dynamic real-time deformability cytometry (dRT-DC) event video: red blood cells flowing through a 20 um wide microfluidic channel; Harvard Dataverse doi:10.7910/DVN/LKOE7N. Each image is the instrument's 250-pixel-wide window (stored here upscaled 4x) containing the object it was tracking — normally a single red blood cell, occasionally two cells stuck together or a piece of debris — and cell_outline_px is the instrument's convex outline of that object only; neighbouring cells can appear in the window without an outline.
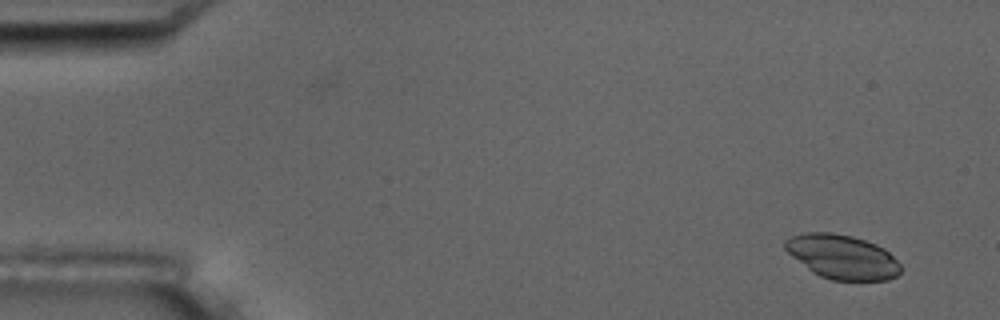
{"species": "common noctule bat (a hibernating species)", "species_latin": "Nyctalus noctula", "temperature_condition": "room temperature", "stored_images_in_passage": 5, "camera_frame_rate_fps": 3000, "um_per_image_px": 0.085, "animal": {"sex": "male", "body_mass_g": 17.5, "forearm_length_mm": 52.3}, "frame": {"image": 1, "passage_image": 1, "time_ms": 0.0, "image_size_px": [1000, 320], "cell_outline_px": [[904, 268], [896, 276], [888, 280], [832, 280], [820, 276], [812, 272], [792, 256], [784, 248], [784, 240], [792, 236], [804, 232], [832, 232], [852, 236], [876, 244], [884, 248]], "centroid_in_image_um": [71.59, 21.83], "position_along_channel_um": 13.4, "area_um2": 29.82}}